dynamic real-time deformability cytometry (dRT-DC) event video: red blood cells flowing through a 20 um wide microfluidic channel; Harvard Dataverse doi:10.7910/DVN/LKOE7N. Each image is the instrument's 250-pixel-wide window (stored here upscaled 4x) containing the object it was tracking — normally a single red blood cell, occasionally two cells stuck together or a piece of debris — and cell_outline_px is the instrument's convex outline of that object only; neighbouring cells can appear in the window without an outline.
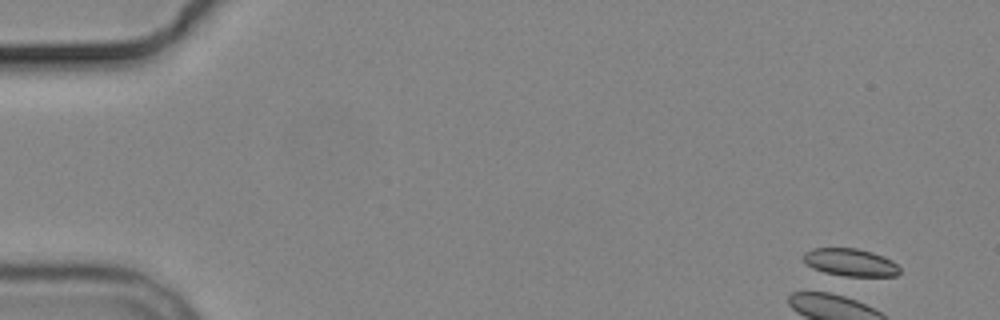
{"species": "common noctule bat (a hibernating species)", "species_latin": "Nyctalus noctula", "temperature_condition": "cold", "stored_images_in_passage": 1, "camera_frame_rate_fps": 3000, "um_per_image_px": 0.085, "animal": {"sex": "male", "body_mass_g": 19.2, "forearm_length_mm": 51.8}, "frame": {"image": 1, "passage_image": 1, "time_ms": 0.0, "image_size_px": [1000, 320], "cell_outline_px": [[900, 272], [896, 276], [844, 276], [824, 272], [812, 268], [804, 264], [800, 256], [804, 252], [812, 248], [856, 248], [872, 252], [884, 256], [892, 260], [900, 268]], "centroid_in_image_um": [72.23, 22.29], "position_along_channel_um": 12.8, "area_um2": 15.78}}